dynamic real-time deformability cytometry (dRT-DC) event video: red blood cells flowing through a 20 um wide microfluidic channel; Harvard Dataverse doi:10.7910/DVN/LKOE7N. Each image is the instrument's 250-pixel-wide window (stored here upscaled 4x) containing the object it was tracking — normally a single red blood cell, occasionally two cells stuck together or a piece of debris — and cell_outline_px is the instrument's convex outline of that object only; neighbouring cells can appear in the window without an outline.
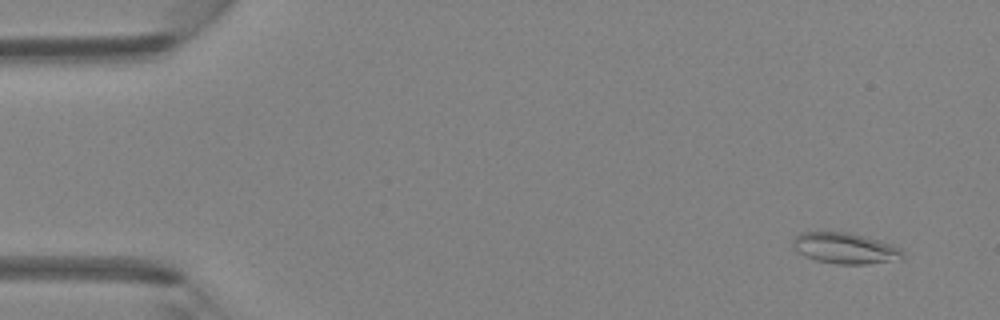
{"species": "Egyptian fruit bat (a non-hibernating species)", "species_latin": "Rousettus aegyptiacus", "temperature_condition": "room temperature", "stored_images_in_passage": 4, "camera_frame_rate_fps": 3000, "um_per_image_px": 0.085, "animal": {"sex": "female"}, "frame": {"image": 1, "passage_image": 1, "time_ms": 0.0, "image_size_px": [1000, 320], "cell_outline_px": [[904, 256], [900, 260], [868, 264], [836, 264], [816, 260], [804, 256], [796, 252], [792, 248], [792, 240], [800, 232], [848, 232], [880, 240], [892, 244], [900, 248], [904, 252]], "centroid_in_image_um": [71.83, 21.1], "position_along_channel_um": 13.2, "area_um2": 20.11}}
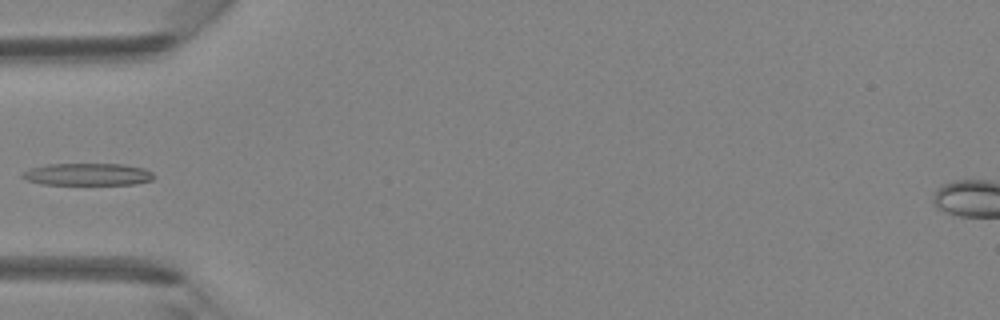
{"frame": {"image": 2, "passage_image": 4, "time_ms": 4.333, "image_size_px": [1000, 320], "cell_outline_px": [[156, 176], [152, 180], [136, 184], [40, 184], [24, 180], [20, 176], [28, 168], [44, 164], [124, 164], [144, 168], [152, 172]], "centroid_in_image_um": [7.42, 14.81], "position_along_channel_um": 77.6, "area_um2": 17.22}}